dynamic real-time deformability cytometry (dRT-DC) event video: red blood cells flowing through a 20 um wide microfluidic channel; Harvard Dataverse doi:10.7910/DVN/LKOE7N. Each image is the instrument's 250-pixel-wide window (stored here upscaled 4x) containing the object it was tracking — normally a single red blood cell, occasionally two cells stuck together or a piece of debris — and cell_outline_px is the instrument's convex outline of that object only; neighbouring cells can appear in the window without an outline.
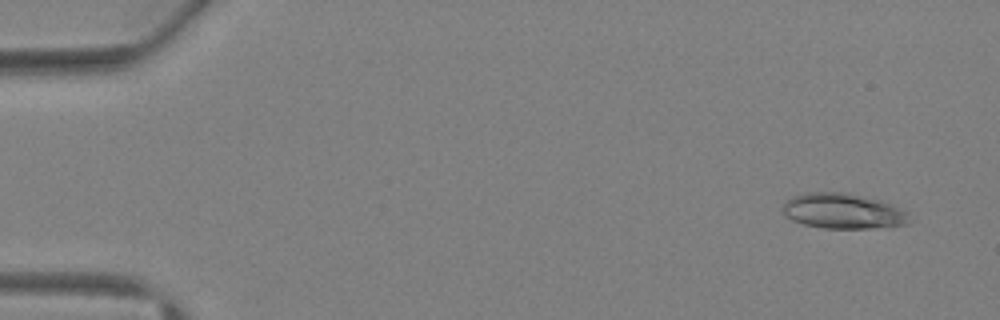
{"species": "Egyptian fruit bat (a non-hibernating species)", "species_latin": "Rousettus aegyptiacus", "temperature_condition": "warm", "stored_images_in_passage": 5, "camera_frame_rate_fps": 3000, "um_per_image_px": 0.085, "animal": {"sex": "female"}, "frame": {"image": 1, "passage_image": 1, "time_ms": 0.0, "image_size_px": [1000, 320], "cell_outline_px": [[908, 224], [872, 228], [824, 228], [804, 224], [792, 220], [784, 216], [780, 208], [792, 196], [804, 192], [848, 192], [880, 200], [908, 212]], "centroid_in_image_um": [71.6, 17.93], "position_along_channel_um": 13.4, "area_um2": 26.13}}
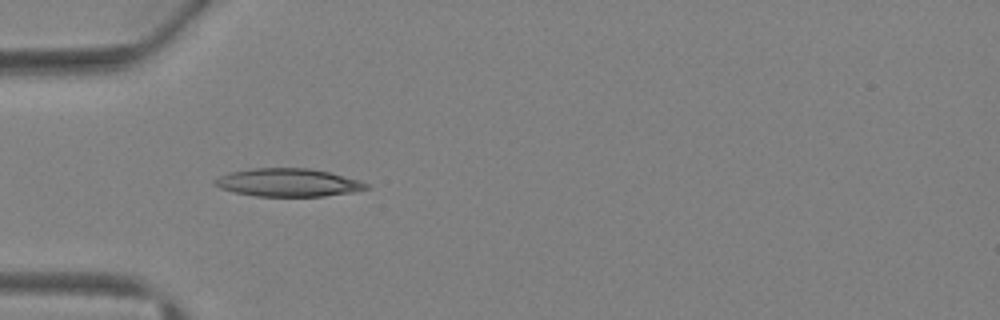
{"frame": {"image": 2, "passage_image": 4, "time_ms": 3.667, "image_size_px": [1000, 320], "cell_outline_px": [[372, 188], [352, 192], [324, 196], [256, 196], [236, 192], [220, 188], [212, 184], [212, 180], [228, 172], [252, 168], [308, 168], [328, 172], [356, 180], [368, 184]], "centroid_in_image_um": [24.44, 15.51], "position_along_channel_um": 60.6, "area_um2": 24.62}}
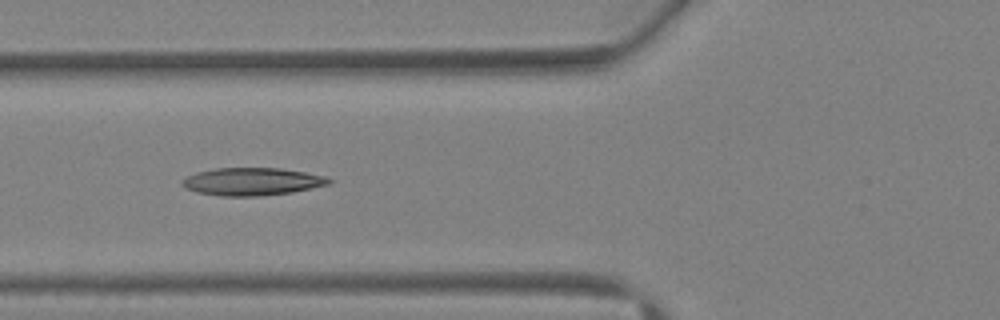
{"frame": {"image": 3, "passage_image": 5, "time_ms": 4.667, "image_size_px": [1000, 320], "cell_outline_px": [[332, 180], [328, 184], [312, 188], [292, 192], [260, 196], [220, 196], [196, 192], [184, 188], [180, 184], [180, 180], [196, 172], [216, 168], [280, 168], [304, 172], [324, 176]], "centroid_in_image_um": [21.36, 15.44], "position_along_channel_um": 104.4, "area_um2": 23.7}}